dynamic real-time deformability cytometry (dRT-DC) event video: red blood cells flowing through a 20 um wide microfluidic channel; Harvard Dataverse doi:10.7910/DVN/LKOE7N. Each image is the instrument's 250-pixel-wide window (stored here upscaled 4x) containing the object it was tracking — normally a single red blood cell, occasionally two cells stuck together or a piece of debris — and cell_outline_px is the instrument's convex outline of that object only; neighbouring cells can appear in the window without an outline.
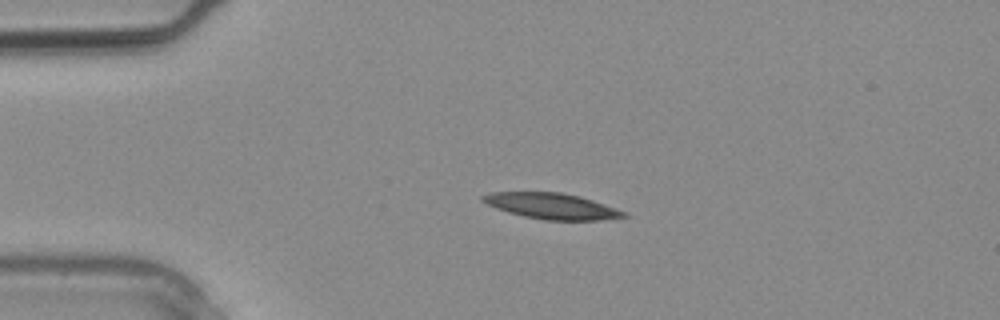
{"species": "common noctule bat (a hibernating species)", "species_latin": "Nyctalus noctula", "temperature_condition": "warm", "stored_images_in_passage": 1, "camera_frame_rate_fps": 3000, "um_per_image_px": 0.085, "animal": {"sex": "male", "body_mass_g": 20.4}, "frame": {"image": 1, "passage_image": 1, "time_ms": 0.0, "image_size_px": [1000, 320], "cell_outline_px": [[628, 216], [600, 220], [544, 220], [524, 216], [508, 212], [496, 208], [480, 200], [480, 196], [492, 192], [560, 192], [580, 196], [628, 212]], "centroid_in_image_um": [46.9, 17.51], "position_along_channel_um": 38.1, "area_um2": 21.21}}